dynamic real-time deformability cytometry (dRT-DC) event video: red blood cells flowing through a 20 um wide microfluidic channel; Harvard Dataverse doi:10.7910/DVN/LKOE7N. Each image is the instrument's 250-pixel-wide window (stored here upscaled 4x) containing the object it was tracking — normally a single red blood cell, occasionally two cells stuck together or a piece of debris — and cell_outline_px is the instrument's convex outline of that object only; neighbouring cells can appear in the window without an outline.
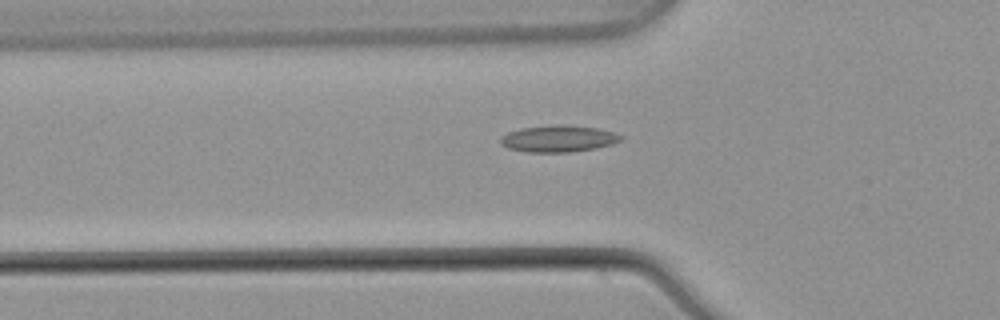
{"species": "common noctule bat (a hibernating species)", "species_latin": "Nyctalus noctula", "temperature_condition": "warm", "stored_images_in_passage": 39, "segment_of_instrument_passage": [1, 2], "camera_frame_rate_fps": 3000, "um_per_image_px": 0.085, "animal": {"sex": "male", "body_mass_g": 21.5, "forearm_length_mm": 52.0}, "frame": {"image": 1, "passage_image": 3, "time_ms": 0.667, "image_size_px": [1000, 320], "cell_outline_px": [[624, 140], [612, 144], [596, 148], [572, 152], [528, 152], [508, 148], [500, 144], [500, 136], [508, 132], [520, 128], [556, 124], [560, 124], [596, 128], [612, 132], [624, 136]], "centroid_in_image_um": [47.46, 11.78], "position_along_channel_um": 78.3, "area_um2": 18.84}}
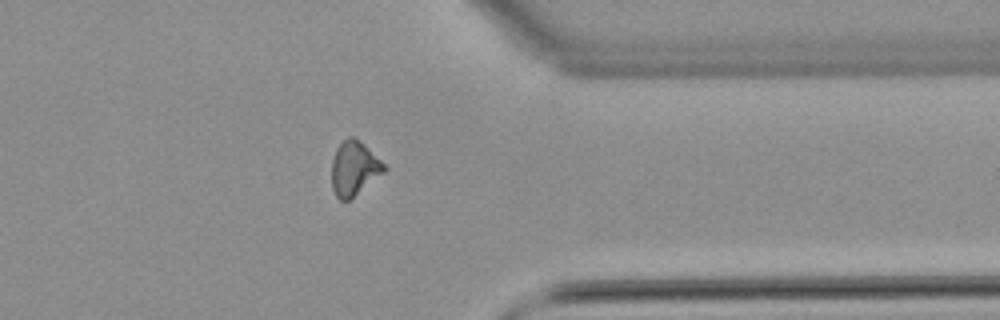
{"frame": {"image": 2, "passage_image": 27, "time_ms": 8.667, "image_size_px": [1000, 320], "cell_outline_px": [[388, 168], [384, 172], [348, 200], [340, 200], [336, 196], [332, 188], [332, 160], [336, 148], [348, 136], [352, 136], [364, 144]], "centroid_in_image_um": [30.08, 14.3], "position_along_channel_um": 381.3, "area_um2": 16.24}}
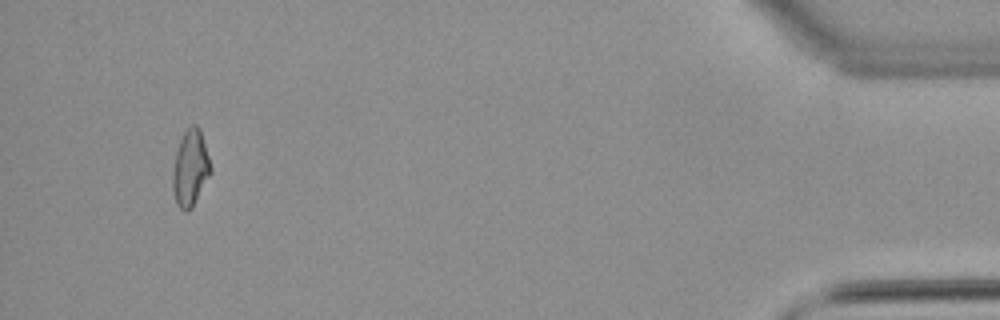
{"frame": {"image": 3, "passage_image": 35, "time_ms": 11.333, "image_size_px": [1000, 320], "cell_outline_px": [[212, 172], [192, 208], [184, 212], [176, 204], [172, 188], [172, 172], [176, 152], [180, 140], [184, 132], [192, 124], [196, 124], [200, 128], [212, 168]], "centroid_in_image_um": [16.18, 14.31], "position_along_channel_um": 419.0, "area_um2": 16.99}}